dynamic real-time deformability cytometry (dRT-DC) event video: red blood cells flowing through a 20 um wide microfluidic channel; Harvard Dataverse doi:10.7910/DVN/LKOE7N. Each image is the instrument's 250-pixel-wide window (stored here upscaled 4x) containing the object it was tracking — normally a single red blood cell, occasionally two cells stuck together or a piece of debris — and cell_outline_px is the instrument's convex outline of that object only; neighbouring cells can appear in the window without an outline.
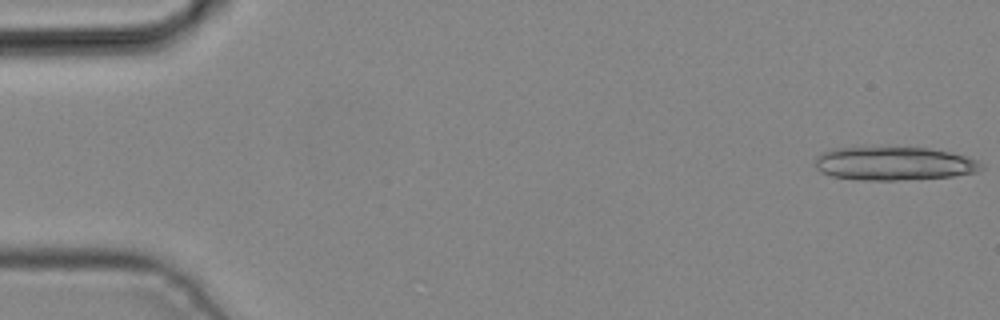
{"species": "common noctule bat (a hibernating species)", "species_latin": "Nyctalus noctula", "temperature_condition": "cold", "stored_images_in_passage": 5, "camera_frame_rate_fps": 3000, "um_per_image_px": 0.085, "animal": {"sex": "male", "body_mass_g": 19.2, "forearm_length_mm": 51.8}, "frame": {"image": 1, "passage_image": 1, "time_ms": 0.0, "image_size_px": [1000, 320], "cell_outline_px": [[984, 168], [976, 172], [952, 176], [896, 180], [860, 180], [832, 176], [820, 172], [816, 168], [816, 156], [820, 152], [832, 148], [864, 144], [928, 148], [948, 152], [964, 156], [976, 160], [984, 164]], "centroid_in_image_um": [75.89, 13.85], "position_along_channel_um": 9.1, "area_um2": 33.58}}
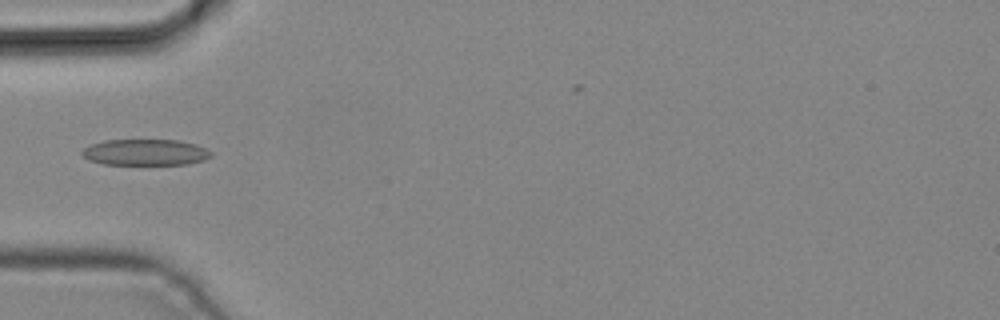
{"frame": {"image": 2, "passage_image": 5, "time_ms": 1.333, "image_size_px": [1000, 320], "cell_outline_px": [[212, 156], [204, 160], [188, 164], [104, 164], [88, 160], [80, 152], [84, 148], [92, 144], [104, 140], [176, 140], [196, 144], [212, 152]], "centroid_in_image_um": [12.36, 12.94], "position_along_channel_um": 72.6, "area_um2": 19.59}}